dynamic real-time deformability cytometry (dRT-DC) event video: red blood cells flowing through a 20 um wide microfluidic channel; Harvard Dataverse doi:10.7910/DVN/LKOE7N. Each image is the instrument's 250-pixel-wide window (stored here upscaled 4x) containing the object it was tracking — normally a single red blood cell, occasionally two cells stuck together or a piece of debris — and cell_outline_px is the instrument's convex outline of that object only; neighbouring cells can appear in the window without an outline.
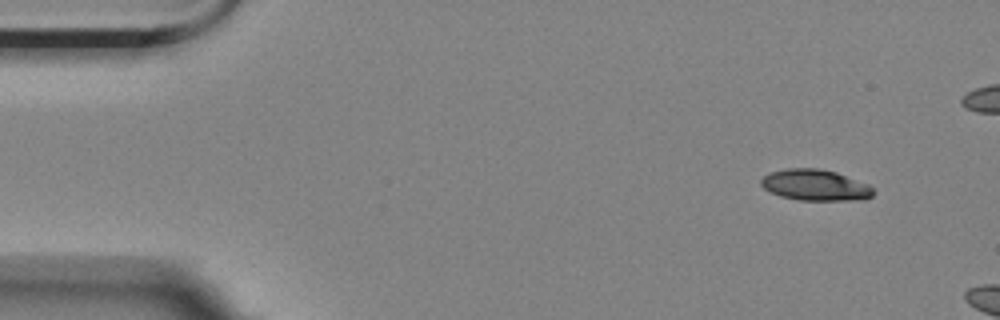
{"species": "Egyptian fruit bat (a non-hibernating species)", "species_latin": "Rousettus aegyptiacus", "temperature_condition": "room temperature", "stored_images_in_passage": 6, "camera_frame_rate_fps": 3000, "um_per_image_px": 0.085, "animal": {"sex": "female"}, "frame": {"image": 1, "passage_image": 1, "time_ms": 0.0, "image_size_px": [1000, 320], "cell_outline_px": [[876, 192], [872, 196], [864, 200], [800, 200], [780, 196], [764, 188], [760, 184], [760, 180], [764, 176], [772, 172], [788, 168], [820, 168], [836, 172], [868, 184]], "centroid_in_image_um": [69.33, 15.73], "position_along_channel_um": 15.7, "area_um2": 20.35}}